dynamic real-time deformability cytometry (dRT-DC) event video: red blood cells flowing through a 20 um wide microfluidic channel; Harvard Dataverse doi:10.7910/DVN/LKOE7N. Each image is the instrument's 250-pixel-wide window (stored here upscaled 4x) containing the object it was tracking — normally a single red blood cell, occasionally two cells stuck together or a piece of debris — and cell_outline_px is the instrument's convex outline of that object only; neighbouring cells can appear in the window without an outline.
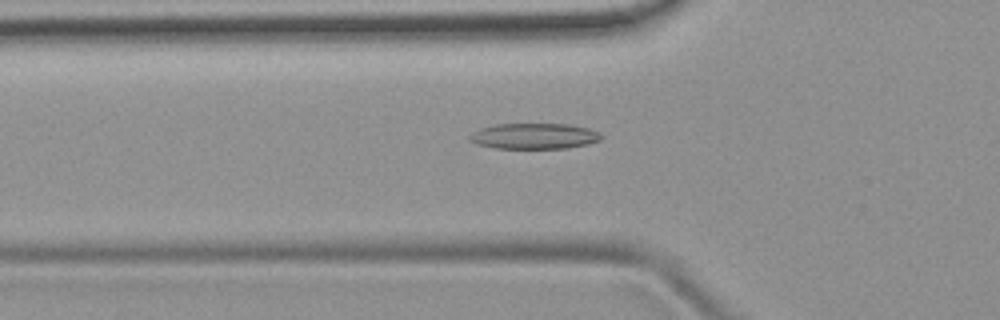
{"species": "common noctule bat (a hibernating species)", "species_latin": "Nyctalus noctula", "temperature_condition": "room temperature", "stored_images_in_passage": 38, "camera_frame_rate_fps": 3000, "um_per_image_px": 0.085, "animal": {"sex": "female", "body_mass_g": 19.9}, "frame": {"image": 1, "passage_image": 6, "time_ms": 1.667, "image_size_px": [1000, 320], "cell_outline_px": [[604, 136], [600, 140], [588, 144], [568, 148], [496, 148], [476, 144], [468, 140], [468, 136], [472, 132], [480, 128], [496, 124], [568, 124], [588, 128], [600, 132]], "centroid_in_image_um": [45.41, 11.57], "position_along_channel_um": 80.4, "area_um2": 19.88}}
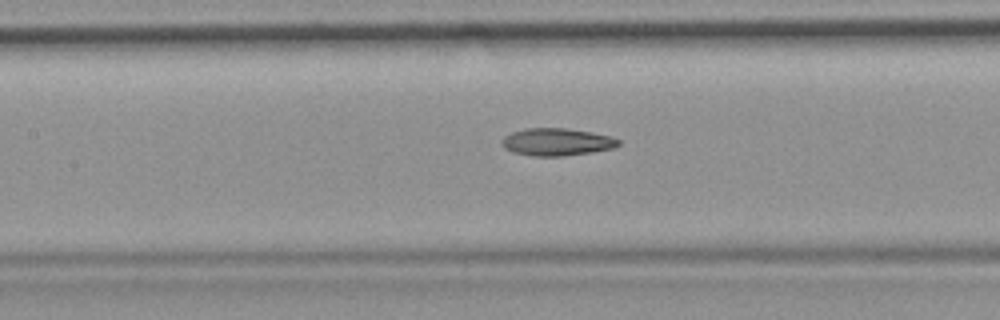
{"frame": {"image": 2, "passage_image": 12, "time_ms": 3.667, "image_size_px": [1000, 320], "cell_outline_px": [[620, 144], [612, 148], [592, 152], [564, 156], [532, 156], [512, 152], [504, 148], [500, 144], [500, 140], [504, 136], [512, 132], [524, 128], [564, 128], [592, 132], [608, 136], [620, 140]], "centroid_in_image_um": [47.26, 12.07], "position_along_channel_um": 160.1, "area_um2": 18.73}}
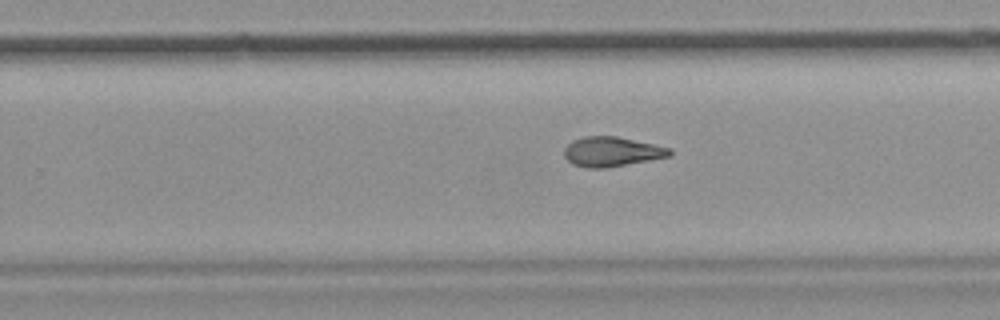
{"frame": {"image": 3, "passage_image": 21, "time_ms": 6.667, "image_size_px": [1000, 320], "cell_outline_px": [[672, 156], [608, 168], [588, 168], [572, 164], [564, 156], [564, 148], [572, 140], [584, 136], [616, 136], [672, 148]], "centroid_in_image_um": [52.01, 12.9], "position_along_channel_um": 277.8, "area_um2": 18.44}}